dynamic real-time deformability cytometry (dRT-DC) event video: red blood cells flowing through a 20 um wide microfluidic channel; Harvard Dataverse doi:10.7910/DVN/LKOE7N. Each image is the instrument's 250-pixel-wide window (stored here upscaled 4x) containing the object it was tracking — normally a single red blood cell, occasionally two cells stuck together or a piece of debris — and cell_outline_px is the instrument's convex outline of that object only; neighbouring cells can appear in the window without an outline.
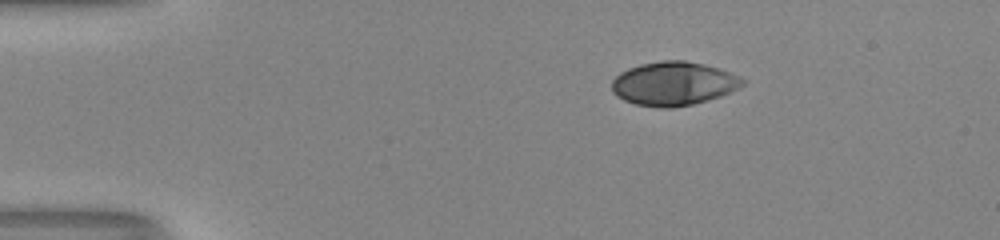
{"species": "human", "species_latin": "Homo sapiens", "temperature_condition": "room temperature", "stored_images_in_passage": 44, "camera_frame_rate_fps": 3000, "um_per_image_px": 0.085, "donor": {"sex": "male"}, "frame": {"image": 1, "passage_image": 1, "time_ms": 0.0, "image_size_px": [1000, 240], "cell_outline_px": [[748, 80], [740, 88], [720, 96], [692, 104], [672, 108], [660, 108], [636, 104], [624, 100], [616, 96], [612, 92], [612, 80], [620, 72], [628, 68], [640, 64], [664, 60], [684, 60], [704, 64], [720, 68], [740, 76]], "centroid_in_image_um": [57.27, 7.1], "position_along_channel_um": 27.7, "area_um2": 33.58}}
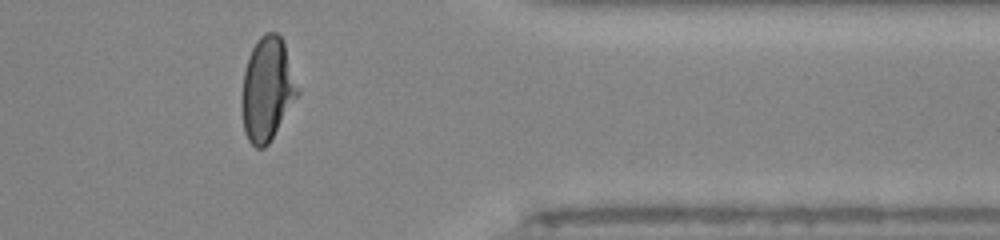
{"frame": {"image": 2, "passage_image": 35, "time_ms": 11.333, "image_size_px": [1000, 240], "cell_outline_px": [[300, 92], [268, 144], [264, 148], [256, 148], [248, 140], [244, 132], [240, 100], [244, 72], [248, 56], [252, 48], [260, 36], [264, 32], [276, 32], [280, 36], [284, 44], [300, 88]], "centroid_in_image_um": [22.7, 7.58], "position_along_channel_um": 388.7, "area_um2": 33.87}}
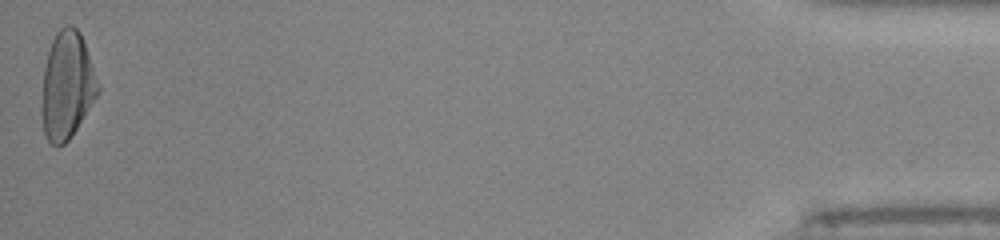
{"frame": {"image": 3, "passage_image": 44, "time_ms": 14.333, "image_size_px": [1000, 240], "cell_outline_px": [[100, 92], [68, 140], [64, 144], [56, 148], [44, 136], [40, 112], [40, 108], [44, 68], [48, 52], [52, 40], [56, 32], [64, 24], [72, 24], [80, 32], [100, 88]], "centroid_in_image_um": [5.66, 7.28], "position_along_channel_um": 429.5, "area_um2": 35.32}, "authors_computed_cell_mechanics": {"area_um2": 33.5818, "velocity_mm_per_s": 4.0247, "shape_relaxation_time_tau1_ms": 5.6455, "shape_relaxation_time_tau2_ms": null, "deformation_change_tau1": 0.2421, "deformation_change_tau2": null}}